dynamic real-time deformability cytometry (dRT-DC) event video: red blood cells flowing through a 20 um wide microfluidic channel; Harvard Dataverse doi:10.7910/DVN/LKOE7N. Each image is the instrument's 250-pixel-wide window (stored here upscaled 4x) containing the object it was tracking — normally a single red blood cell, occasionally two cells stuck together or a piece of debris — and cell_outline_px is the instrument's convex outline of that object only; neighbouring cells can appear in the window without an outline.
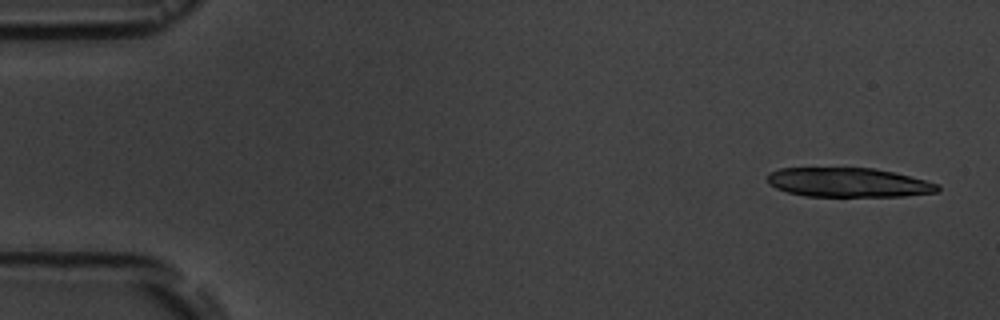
{"species": "common noctule bat (a hibernating species)", "species_latin": "Nyctalus noctula", "temperature_condition": "room temperature", "stored_images_in_passage": 4, "camera_frame_rate_fps": 3000, "um_per_image_px": 0.085, "animal": {"sex": "male", "body_mass_g": 19.5, "forearm_length_mm": 54.6}, "frame": {"image": 1, "passage_image": 1, "time_ms": 0.0, "image_size_px": [1000, 320], "cell_outline_px": [[940, 188], [936, 192], [904, 196], [804, 196], [788, 192], [776, 188], [768, 180], [768, 172], [780, 168], [872, 168], [892, 172], [940, 184]], "centroid_in_image_um": [72.1, 15.51], "position_along_channel_um": 12.9, "area_um2": 28.78}}